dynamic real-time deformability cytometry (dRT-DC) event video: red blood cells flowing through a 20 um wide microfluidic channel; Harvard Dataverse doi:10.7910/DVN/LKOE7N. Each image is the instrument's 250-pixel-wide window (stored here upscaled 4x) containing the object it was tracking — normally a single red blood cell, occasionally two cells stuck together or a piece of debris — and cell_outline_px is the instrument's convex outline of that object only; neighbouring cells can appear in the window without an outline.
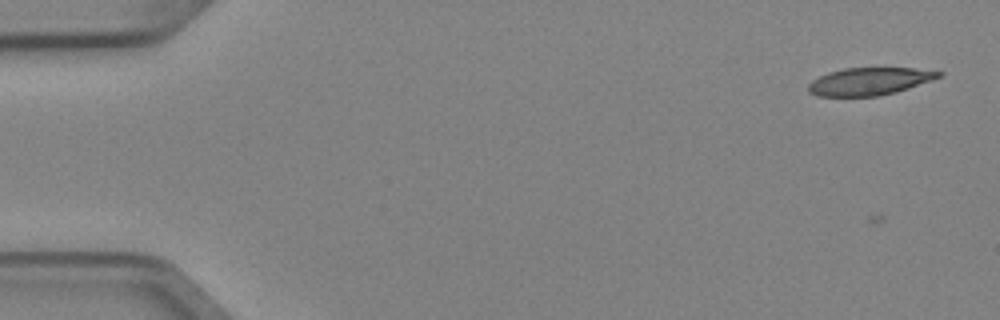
{"species": "Egyptian fruit bat (a non-hibernating species)", "species_latin": "Rousettus aegyptiacus", "temperature_condition": "cold", "stored_images_in_passage": 6, "camera_frame_rate_fps": 3000, "um_per_image_px": 0.085, "animal": {"sex": "female"}, "frame": {"image": 1, "passage_image": 2, "time_ms": 0.333, "image_size_px": [1000, 320], "cell_outline_px": [[944, 72], [940, 76], [932, 80], [896, 92], [876, 96], [816, 96], [808, 92], [808, 84], [812, 80], [828, 72], [844, 68], [912, 68]], "centroid_in_image_um": [73.86, 6.91], "position_along_channel_um": 11.1, "area_um2": 20.81}}